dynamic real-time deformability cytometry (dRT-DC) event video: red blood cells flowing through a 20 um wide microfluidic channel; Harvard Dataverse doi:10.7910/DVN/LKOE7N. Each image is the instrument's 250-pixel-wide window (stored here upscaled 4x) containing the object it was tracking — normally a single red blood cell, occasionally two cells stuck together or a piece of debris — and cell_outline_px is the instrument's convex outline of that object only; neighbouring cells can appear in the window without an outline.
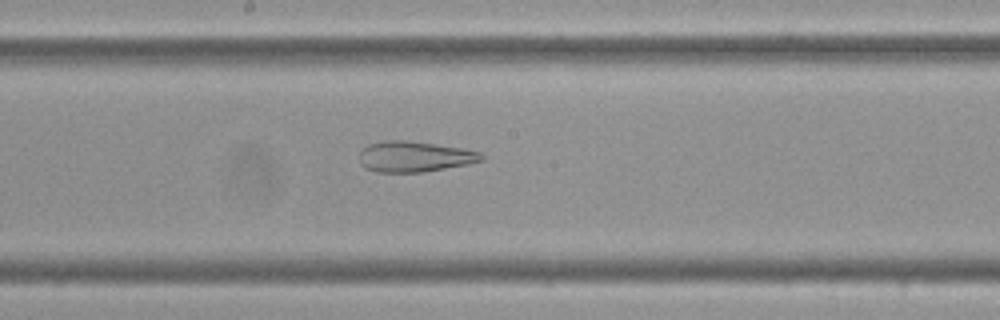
{"species": "Egyptian fruit bat (a non-hibernating species)", "species_latin": "Rousettus aegyptiacus", "temperature_condition": "cold", "stored_images_in_passage": 53, "camera_frame_rate_fps": 3000, "um_per_image_px": 0.085, "frame": {"image": 1, "passage_image": 31, "time_ms": 10.0, "image_size_px": [1000, 320], "cell_outline_px": [[484, 160], [468, 164], [420, 172], [376, 172], [364, 168], [360, 164], [360, 152], [368, 144], [384, 140], [408, 140], [460, 148], [480, 152], [484, 156]], "centroid_in_image_um": [35.2, 13.31], "position_along_channel_um": 213.0, "area_um2": 21.73}}
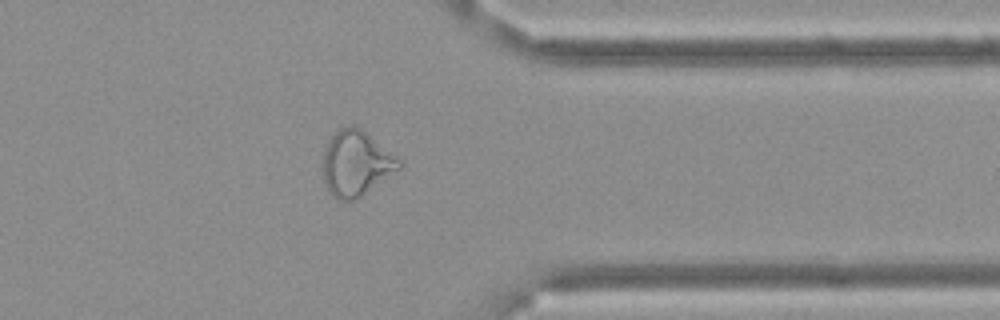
{"frame": {"image": 2, "passage_image": 46, "time_ms": 15.0, "image_size_px": [1000, 320], "cell_outline_px": [[404, 164], [400, 168], [356, 200], [336, 200], [332, 196], [324, 180], [324, 152], [328, 140], [336, 128], [348, 124], [352, 124], [360, 128], [396, 156]], "centroid_in_image_um": [30.25, 13.86], "position_along_channel_um": 381.1, "area_um2": 28.84}}